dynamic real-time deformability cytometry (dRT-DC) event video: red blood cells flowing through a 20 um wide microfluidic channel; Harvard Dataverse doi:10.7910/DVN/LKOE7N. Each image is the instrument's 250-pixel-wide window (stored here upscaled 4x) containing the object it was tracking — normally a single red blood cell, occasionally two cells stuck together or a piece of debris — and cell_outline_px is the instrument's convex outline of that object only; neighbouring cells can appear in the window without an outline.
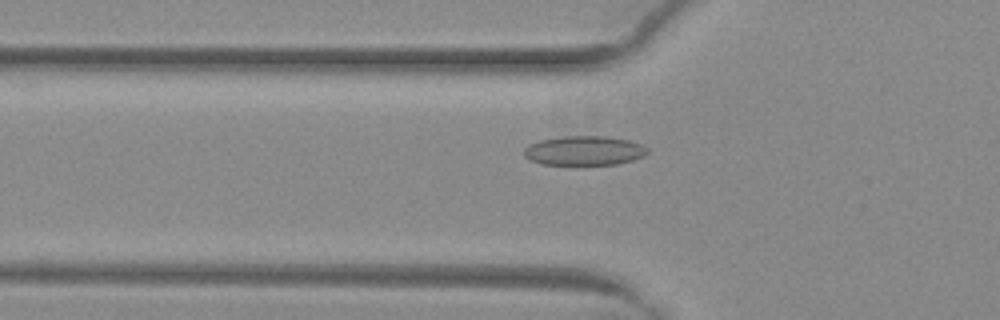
{"species": "common noctule bat (a hibernating species)", "species_latin": "Nyctalus noctula", "temperature_condition": "warm", "stored_images_in_passage": 41, "camera_frame_rate_fps": 3000, "um_per_image_px": 0.085, "animal": {"sex": "female", "body_mass_g": 29.2, "forearm_length_mm": 56.3}, "frame": {"image": 1, "passage_image": 11, "time_ms": 3.333, "image_size_px": [1000, 320], "cell_outline_px": [[648, 152], [644, 156], [632, 160], [616, 164], [544, 164], [532, 160], [524, 156], [524, 148], [540, 140], [564, 136], [604, 136], [628, 140], [640, 144], [648, 148]], "centroid_in_image_um": [49.68, 12.8], "position_along_channel_um": 76.1, "area_um2": 20.81}}
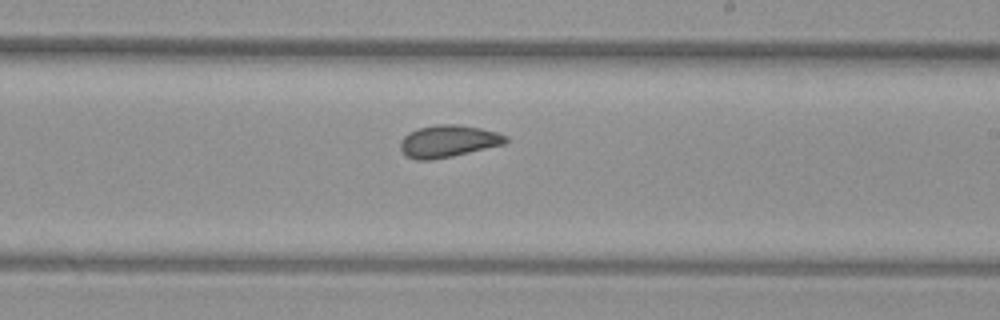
{"frame": {"image": 2, "passage_image": 24, "time_ms": 7.667, "image_size_px": [1000, 320], "cell_outline_px": [[508, 140], [504, 144], [452, 156], [432, 160], [416, 160], [408, 156], [400, 148], [400, 140], [408, 132], [420, 128], [436, 124], [460, 124], [480, 128], [496, 132], [508, 136]], "centroid_in_image_um": [38.09, 11.99], "position_along_channel_um": 250.9, "area_um2": 19.65}}
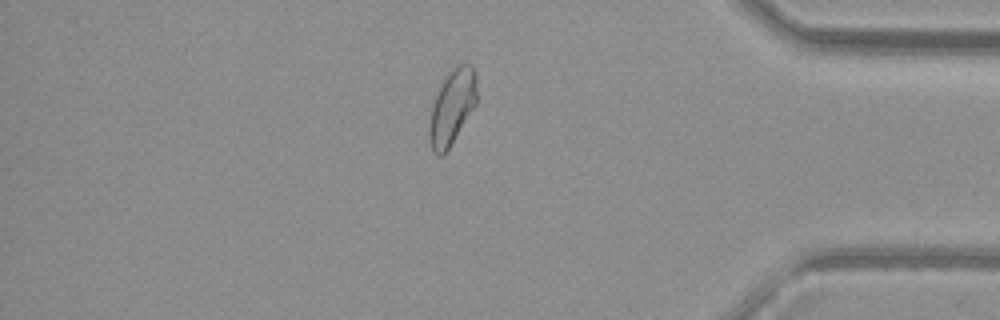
{"frame": {"image": 3, "passage_image": 37, "time_ms": 12.0, "image_size_px": [1000, 320], "cell_outline_px": [[476, 104], [448, 148], [440, 156], [436, 156], [432, 152], [428, 136], [428, 124], [432, 104], [440, 84], [444, 76], [448, 72], [460, 64], [472, 64], [476, 72]], "centroid_in_image_um": [38.39, 9.08], "position_along_channel_um": 396.8, "area_um2": 20.81}}